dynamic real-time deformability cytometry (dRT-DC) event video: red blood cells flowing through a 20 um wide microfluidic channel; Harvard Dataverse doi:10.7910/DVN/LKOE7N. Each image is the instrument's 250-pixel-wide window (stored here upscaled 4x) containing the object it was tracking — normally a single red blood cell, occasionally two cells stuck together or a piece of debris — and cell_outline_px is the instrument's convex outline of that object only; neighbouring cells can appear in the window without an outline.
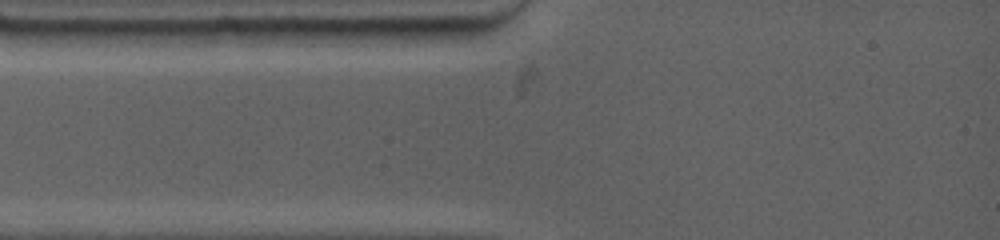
{"species": "common noctule bat (a hibernating species)", "species_latin": "Nyctalus noctula", "temperature_condition": "warm", "stored_images_in_passage": 3, "camera_frame_rate_fps": 4500, "um_per_image_px": 0.085, "animal": {"sex": "female", "body_mass_g": 19.0, "forearm_length_mm": 53.3}, "frame": {"image": 1, "passage_image": 1, "time_ms": 0.0, "image_size_px": [1000, 240], "cell_outline_px": [[472, 32], [464, 44], [384, 44], [376, 28], [468, 28]], "centroid_in_image_um": [36.06, 3.04], "position_along_channel_um": 48.9, "area_um2": 10.23}}